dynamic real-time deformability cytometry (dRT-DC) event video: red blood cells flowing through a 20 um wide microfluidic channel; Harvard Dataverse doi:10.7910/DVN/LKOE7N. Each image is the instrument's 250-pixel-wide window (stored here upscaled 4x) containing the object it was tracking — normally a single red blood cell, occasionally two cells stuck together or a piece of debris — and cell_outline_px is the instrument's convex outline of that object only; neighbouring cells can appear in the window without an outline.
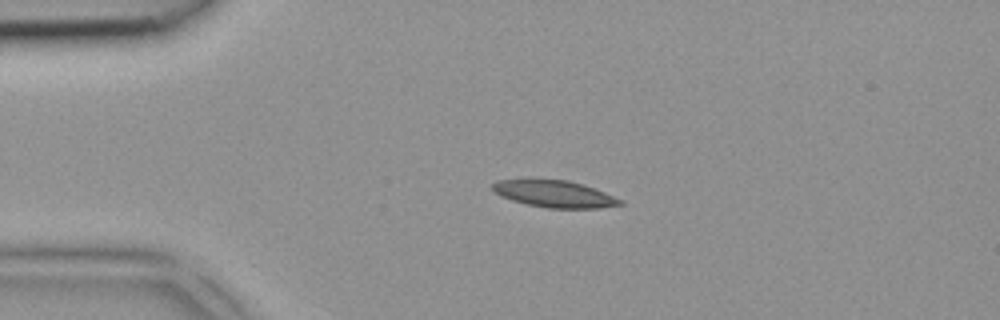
{"species": "common noctule bat (a hibernating species)", "species_latin": "Nyctalus noctula", "temperature_condition": "room temperature", "stored_images_in_passage": 2, "camera_frame_rate_fps": 3000, "um_per_image_px": 0.085, "animal": {"sex": "female", "body_mass_g": 18.4}, "frame": {"image": 1, "passage_image": 2, "time_ms": 0.333, "image_size_px": [1000, 320], "cell_outline_px": [[624, 204], [600, 208], [548, 208], [528, 204], [512, 200], [500, 196], [492, 188], [492, 184], [496, 180], [532, 176], [568, 180], [584, 184], [624, 200]], "centroid_in_image_um": [47.08, 16.42], "position_along_channel_um": 37.9, "area_um2": 20.87}}